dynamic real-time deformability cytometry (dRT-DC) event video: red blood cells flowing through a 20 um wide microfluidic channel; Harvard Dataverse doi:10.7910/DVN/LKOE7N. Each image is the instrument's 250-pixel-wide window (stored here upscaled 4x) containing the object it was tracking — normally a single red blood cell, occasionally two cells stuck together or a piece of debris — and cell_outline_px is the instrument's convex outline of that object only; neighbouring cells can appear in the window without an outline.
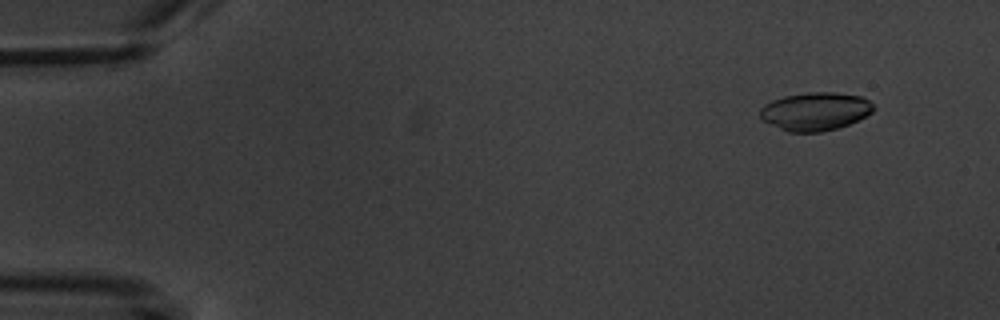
{"species": "common noctule bat (a hibernating species)", "species_latin": "Nyctalus noctula", "temperature_condition": "warm", "stored_images_in_passage": 6, "camera_frame_rate_fps": 3000, "um_per_image_px": 0.085, "animal": {"sex": "male", "body_mass_g": 20.1, "forearm_length_mm": 53.5}, "frame": {"image": 1, "passage_image": 2, "time_ms": 1.333, "image_size_px": [1000, 320], "cell_outline_px": [[876, 108], [872, 112], [848, 124], [836, 128], [820, 132], [788, 132], [764, 120], [760, 116], [760, 108], [764, 104], [772, 100], [784, 96], [808, 92], [832, 92], [860, 96], [868, 100]], "centroid_in_image_um": [69.28, 9.45], "position_along_channel_um": 15.7, "area_um2": 24.97}}